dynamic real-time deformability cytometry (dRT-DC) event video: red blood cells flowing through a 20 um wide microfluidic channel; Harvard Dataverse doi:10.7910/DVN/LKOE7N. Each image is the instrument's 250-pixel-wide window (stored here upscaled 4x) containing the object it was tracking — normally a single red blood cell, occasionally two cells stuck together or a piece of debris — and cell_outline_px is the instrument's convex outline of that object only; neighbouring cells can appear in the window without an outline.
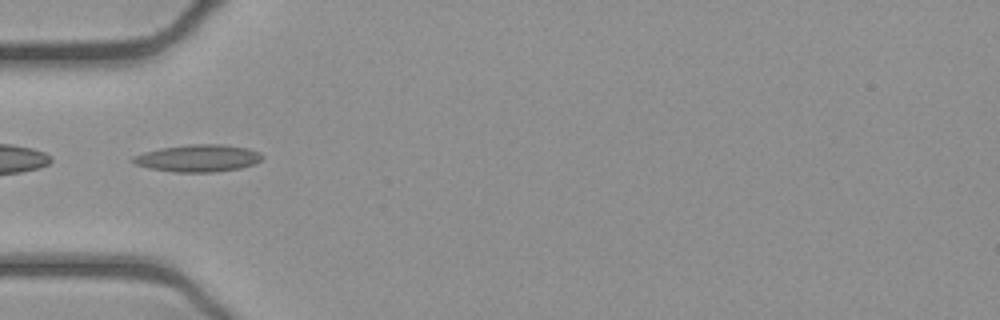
{"species": "common noctule bat (a hibernating species)", "species_latin": "Nyctalus noctula", "temperature_condition": "cold", "stored_images_in_passage": 51, "camera_frame_rate_fps": 3000, "um_per_image_px": 0.085, "animal": {"sex": "female", "body_mass_g": 21.9}, "frame": {"image": 1, "passage_image": 17, "time_ms": 5.333, "image_size_px": [1000, 320], "cell_outline_px": [[264, 156], [256, 164], [240, 168], [216, 172], [176, 172], [148, 168], [136, 164], [132, 160], [132, 156], [144, 152], [160, 148], [188, 144], [224, 144], [248, 148], [260, 152]], "centroid_in_image_um": [16.86, 13.44], "position_along_channel_um": 68.1, "area_um2": 20.63}}
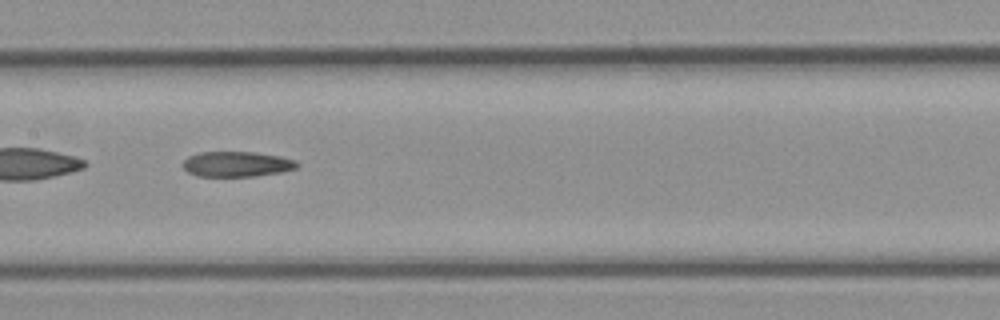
{"frame": {"image": 2, "passage_image": 26, "time_ms": 8.333, "image_size_px": [1000, 320], "cell_outline_px": [[300, 164], [296, 168], [280, 172], [256, 176], [196, 176], [188, 172], [184, 168], [184, 160], [188, 156], [200, 152], [256, 152], [280, 156], [296, 160]], "centroid_in_image_um": [20.14, 13.94], "position_along_channel_um": 187.3, "area_um2": 16.82}}
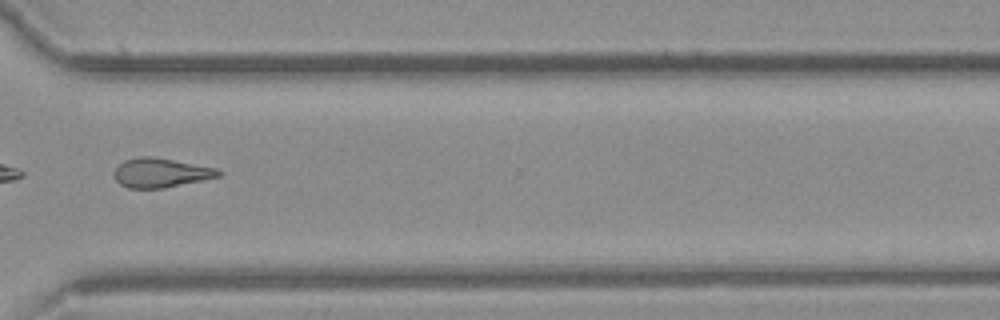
{"frame": {"image": 3, "passage_image": 39, "time_ms": 12.667, "image_size_px": [1000, 320], "cell_outline_px": [[224, 172], [220, 176], [204, 180], [164, 188], [128, 188], [120, 184], [116, 180], [116, 168], [124, 160], [140, 156], [156, 156], [216, 168]], "centroid_in_image_um": [13.71, 14.68], "position_along_channel_um": 356.9, "area_um2": 17.86}, "authors_computed_cell_mechanics": {"area_um2": 18.207, "velocity_mm_per_s": 3.9252, "shape_relaxation_time_tau1_ms": null, "shape_relaxation_time_tau2_ms": 9.9439, "deformation_change_tau1": null, "deformation_change_tau2": 0.2242}}